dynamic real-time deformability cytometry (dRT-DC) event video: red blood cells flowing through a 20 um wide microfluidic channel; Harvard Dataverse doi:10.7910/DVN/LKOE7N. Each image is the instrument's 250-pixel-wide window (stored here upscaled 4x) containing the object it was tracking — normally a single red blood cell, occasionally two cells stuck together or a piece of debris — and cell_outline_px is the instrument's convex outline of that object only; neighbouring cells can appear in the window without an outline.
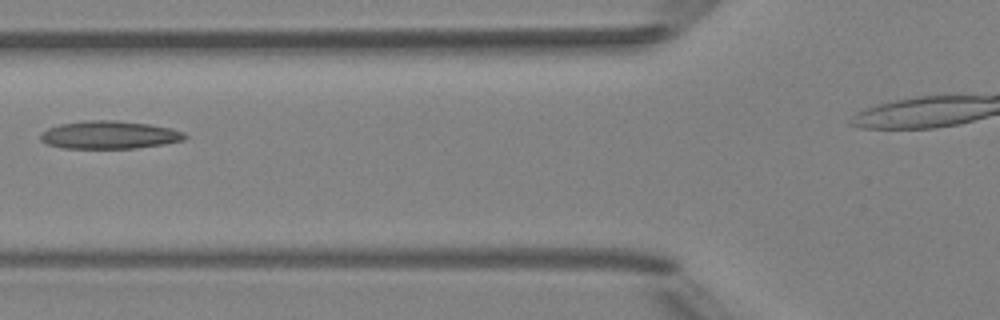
{"species": "Egyptian fruit bat (a non-hibernating species)", "species_latin": "Rousettus aegyptiacus", "temperature_condition": "room temperature", "stored_images_in_passage": 3, "camera_frame_rate_fps": 3000, "um_per_image_px": 0.085, "animal": {"sex": "female"}, "frame": {"image": 1, "passage_image": 2, "time_ms": 1.333, "image_size_px": [1000, 320], "cell_outline_px": [[188, 136], [184, 140], [164, 144], [136, 148], [64, 148], [48, 144], [40, 140], [40, 132], [48, 128], [60, 124], [84, 120], [116, 120], [148, 124], [172, 128], [184, 132]], "centroid_in_image_um": [9.3, 11.46], "position_along_channel_um": 116.5, "area_um2": 23.58}}
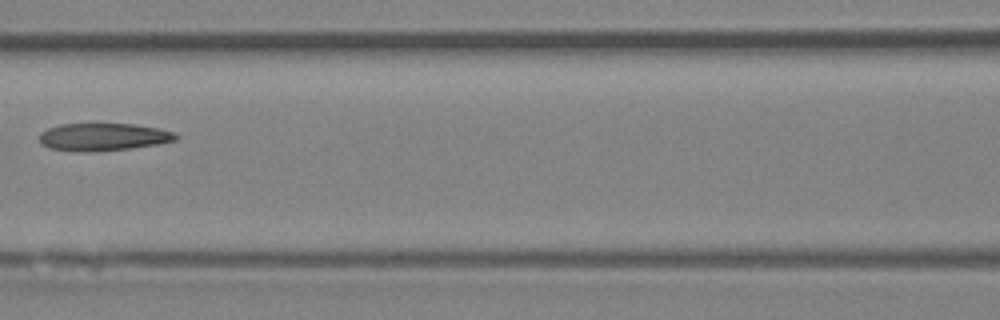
{"frame": {"image": 2, "passage_image": 3, "time_ms": 2.333, "image_size_px": [1000, 320], "cell_outline_px": [[180, 136], [176, 140], [160, 144], [128, 148], [88, 152], [76, 152], [48, 148], [40, 144], [40, 132], [48, 128], [60, 124], [136, 124], [160, 128], [172, 132]], "centroid_in_image_um": [8.76, 11.64], "position_along_channel_um": 157.8, "area_um2": 22.08}}